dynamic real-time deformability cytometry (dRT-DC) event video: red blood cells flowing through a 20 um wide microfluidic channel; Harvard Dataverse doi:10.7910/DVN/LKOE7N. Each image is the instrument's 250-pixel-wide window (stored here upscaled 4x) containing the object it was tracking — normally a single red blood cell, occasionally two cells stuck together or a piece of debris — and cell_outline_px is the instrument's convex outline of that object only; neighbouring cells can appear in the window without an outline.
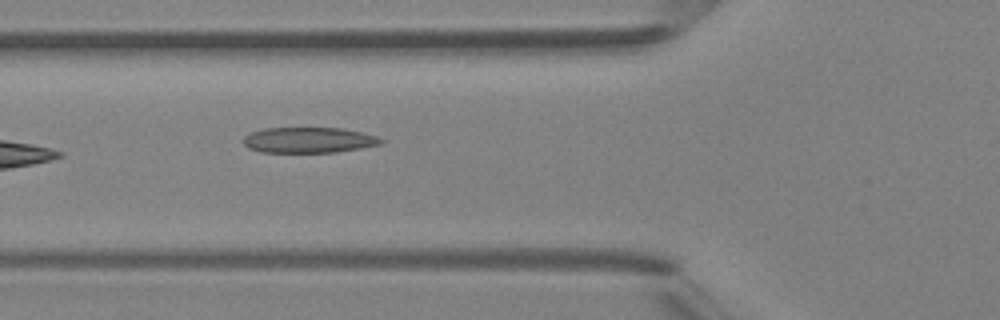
{"species": "Egyptian fruit bat (a non-hibernating species)", "species_latin": "Rousettus aegyptiacus", "temperature_condition": "room temperature", "stored_images_in_passage": 6, "camera_frame_rate_fps": 3000, "um_per_image_px": 0.085, "animal": {"sex": "female"}, "frame": {"image": 1, "passage_image": 6, "time_ms": 6.0, "image_size_px": [1000, 320], "cell_outline_px": [[384, 140], [380, 144], [360, 148], [336, 152], [260, 152], [248, 148], [244, 144], [244, 136], [252, 132], [264, 128], [344, 128], [364, 132], [376, 136]], "centroid_in_image_um": [26.25, 11.9], "position_along_channel_um": 99.6, "area_um2": 20.52}}